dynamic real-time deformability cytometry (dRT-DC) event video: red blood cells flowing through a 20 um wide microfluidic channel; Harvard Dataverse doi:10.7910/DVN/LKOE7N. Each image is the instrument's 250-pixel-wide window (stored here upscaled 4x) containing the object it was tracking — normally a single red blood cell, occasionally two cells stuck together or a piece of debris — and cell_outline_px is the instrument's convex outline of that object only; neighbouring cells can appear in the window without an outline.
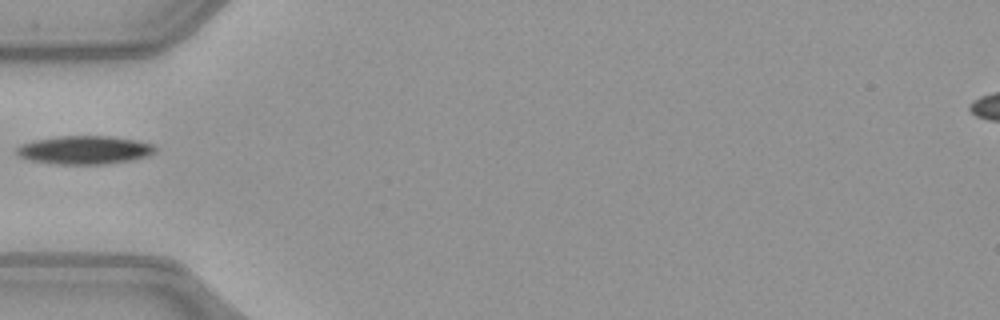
{"species": "common noctule bat (a hibernating species)", "species_latin": "Nyctalus noctula", "temperature_condition": "warm", "stored_images_in_passage": 35, "camera_frame_rate_fps": 3000, "um_per_image_px": 0.085, "animal": {"sex": "female", "body_mass_g": 21.9}, "frame": {"image": 1, "passage_image": 1, "time_ms": 0.0, "image_size_px": [1000, 320], "cell_outline_px": [[156, 152], [148, 156], [132, 160], [100, 164], [56, 164], [32, 160], [20, 156], [16, 152], [16, 148], [20, 144], [36, 140], [60, 136], [108, 136], [136, 140], [152, 144], [156, 148]], "centroid_in_image_um": [7.21, 12.74], "position_along_channel_um": 77.8, "area_um2": 22.72}}
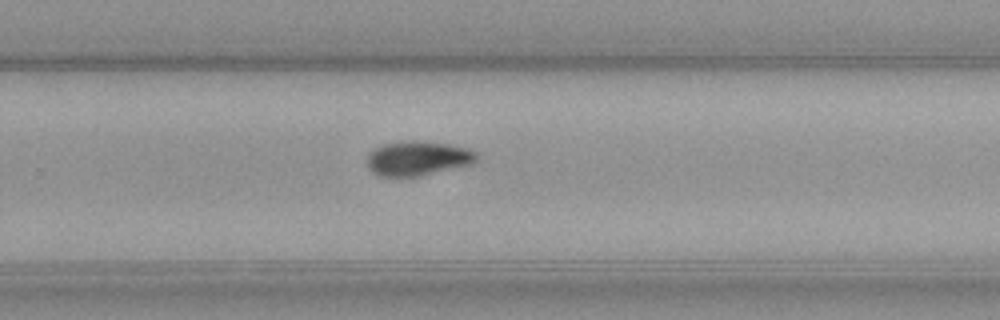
{"frame": {"image": 2, "passage_image": 17, "time_ms": 5.333, "image_size_px": [1000, 320], "cell_outline_px": [[480, 156], [472, 164], [420, 176], [380, 176], [372, 172], [368, 168], [368, 156], [376, 148], [384, 144], [448, 144], [468, 148], [476, 152]], "centroid_in_image_um": [35.57, 13.52], "position_along_channel_um": 294.2, "area_um2": 20.92}}
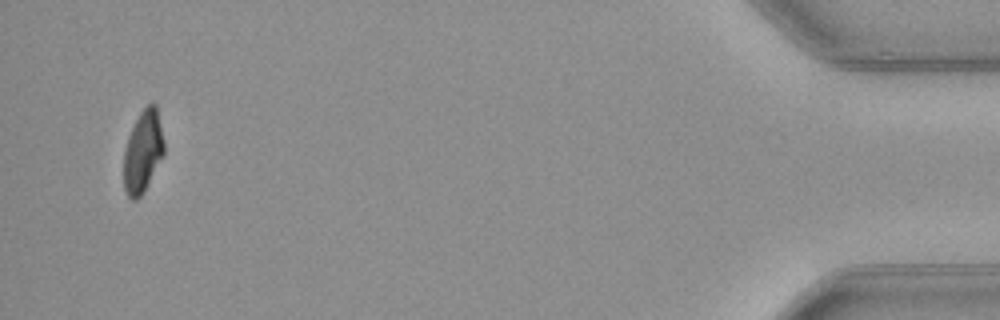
{"frame": {"image": 3, "passage_image": 33, "time_ms": 10.667, "image_size_px": [1000, 320], "cell_outline_px": [[164, 156], [144, 192], [136, 200], [132, 200], [128, 196], [124, 188], [124, 152], [128, 136], [140, 112], [148, 104], [156, 104], [164, 144]], "centroid_in_image_um": [12.15, 12.92], "position_along_channel_um": 423.0, "area_um2": 19.19}}